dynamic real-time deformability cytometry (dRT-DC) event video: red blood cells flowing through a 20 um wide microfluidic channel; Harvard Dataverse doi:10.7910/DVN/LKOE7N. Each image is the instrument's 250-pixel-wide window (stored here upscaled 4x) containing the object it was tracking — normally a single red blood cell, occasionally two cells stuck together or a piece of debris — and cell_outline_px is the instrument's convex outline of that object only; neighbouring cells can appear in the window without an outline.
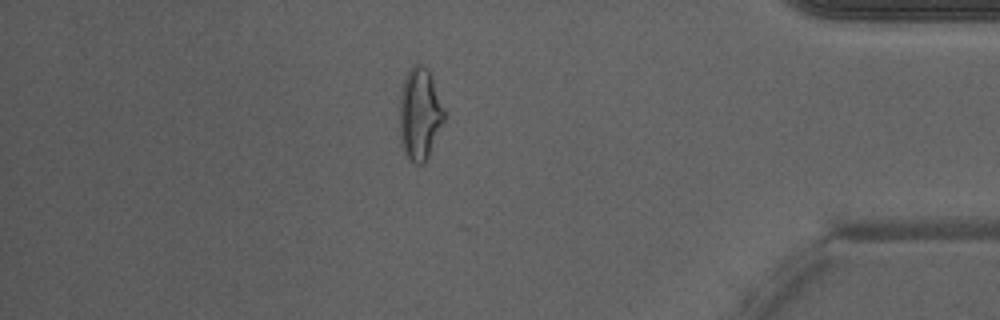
{"species": "Egyptian fruit bat (a non-hibernating species)", "species_latin": "Rousettus aegyptiacus", "temperature_condition": "warm", "stored_images_in_passage": 49, "camera_frame_rate_fps": 3000, "um_per_image_px": 0.085, "animal": {"sex": "male"}, "frame": {"image": 1, "passage_image": 42, "time_ms": 13.667, "image_size_px": [1000, 320], "cell_outline_px": [[444, 120], [428, 156], [424, 164], [416, 164], [404, 152], [400, 144], [400, 92], [408, 68], [416, 64], [424, 64], [428, 68], [432, 76], [444, 112]], "centroid_in_image_um": [35.66, 9.65], "position_along_channel_um": 399.5, "area_um2": 23.76}, "authors_computed_cell_mechanics": {"area_um2": 23.2356, "velocity_mm_per_s": 4.288, "shape_relaxation_time_tau1_ms": null, "shape_relaxation_time_tau2_ms": 0.9158, "deformation_change_tau1": null, "deformation_change_tau2": 0.072}}